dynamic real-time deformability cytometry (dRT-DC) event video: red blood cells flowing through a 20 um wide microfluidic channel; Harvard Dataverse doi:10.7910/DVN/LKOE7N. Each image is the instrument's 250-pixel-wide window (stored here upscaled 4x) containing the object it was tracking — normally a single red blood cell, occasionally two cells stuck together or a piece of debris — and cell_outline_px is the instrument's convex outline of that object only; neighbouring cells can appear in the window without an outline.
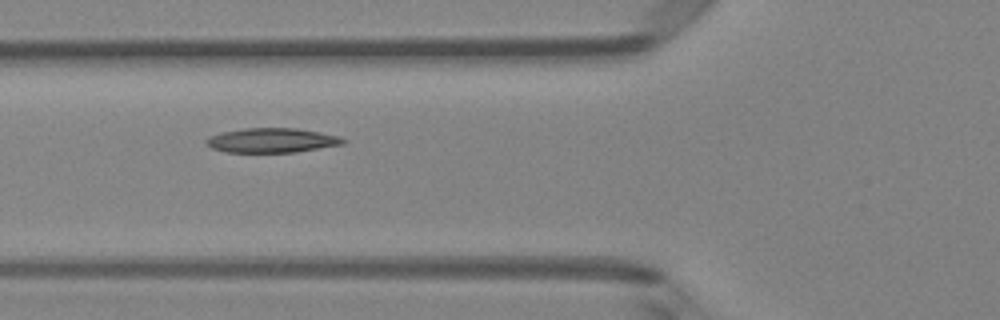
{"species": "Egyptian fruit bat (a non-hibernating species)", "species_latin": "Rousettus aegyptiacus", "temperature_condition": "room temperature", "stored_images_in_passage": 6, "camera_frame_rate_fps": 3000, "um_per_image_px": 0.085, "animal": {"sex": "female"}, "frame": {"image": 1, "passage_image": 3, "time_ms": 0.667, "image_size_px": [1000, 320], "cell_outline_px": [[348, 140], [344, 144], [296, 152], [224, 152], [212, 148], [204, 144], [204, 140], [208, 136], [220, 132], [244, 128], [296, 128], [320, 132], [340, 136]], "centroid_in_image_um": [23.08, 11.93], "position_along_channel_um": 102.7, "area_um2": 19.83}}
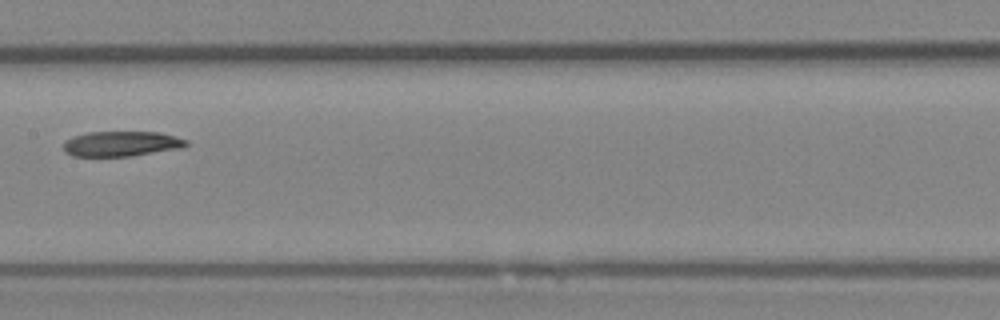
{"frame": {"image": 2, "passage_image": 5, "time_ms": 1.333, "image_size_px": [1000, 320], "cell_outline_px": [[188, 144], [184, 148], [132, 156], [72, 156], [64, 152], [64, 140], [72, 136], [88, 132], [160, 132], [188, 140]], "centroid_in_image_um": [10.32, 12.22], "position_along_channel_um": 197.1, "area_um2": 18.21}}
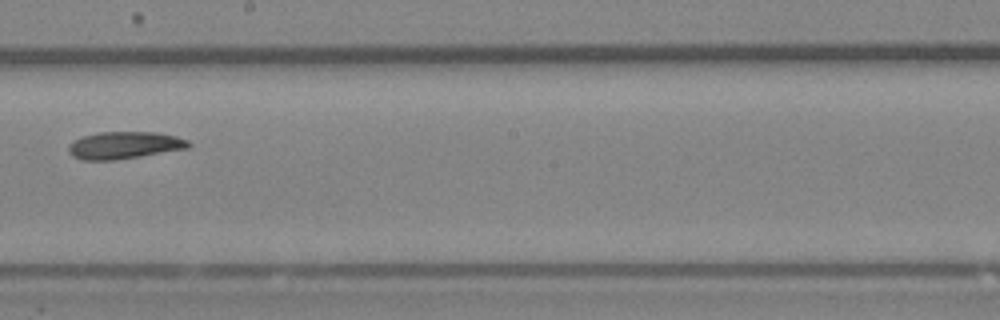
{"frame": {"image": 3, "passage_image": 6, "time_ms": 1.667, "image_size_px": [1000, 320], "cell_outline_px": [[192, 144], [188, 148], [116, 160], [80, 160], [72, 156], [68, 152], [68, 148], [76, 140], [84, 136], [100, 132], [156, 132], [176, 136], [188, 140]], "centroid_in_image_um": [10.59, 12.35], "position_along_channel_um": 237.6, "area_um2": 18.9}}